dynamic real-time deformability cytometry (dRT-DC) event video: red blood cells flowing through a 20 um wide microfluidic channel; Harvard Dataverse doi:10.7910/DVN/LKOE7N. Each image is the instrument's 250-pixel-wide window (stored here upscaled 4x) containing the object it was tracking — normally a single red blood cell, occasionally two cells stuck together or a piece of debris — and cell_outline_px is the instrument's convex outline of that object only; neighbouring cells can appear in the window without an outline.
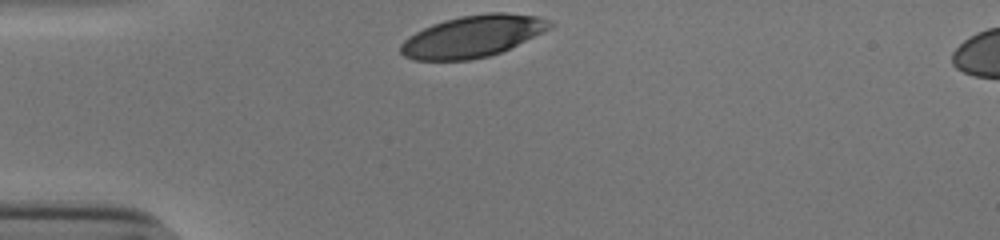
{"species": "human", "species_latin": "Homo sapiens", "temperature_condition": "cold", "stored_images_in_passage": 30, "camera_frame_rate_fps": 3000, "um_per_image_px": 0.085, "donor": {"sex": "male"}, "frame": {"image": 1, "passage_image": 1, "time_ms": 0.0, "image_size_px": [1000, 240], "cell_outline_px": [[552, 24], [544, 32], [500, 52], [488, 56], [468, 60], [412, 60], [404, 56], [400, 52], [400, 44], [404, 40], [416, 32], [432, 24], [444, 20], [460, 16], [488, 12], [504, 12], [540, 16], [548, 20]], "centroid_in_image_um": [40.15, 3.08], "position_along_channel_um": 44.8, "area_um2": 36.13}}
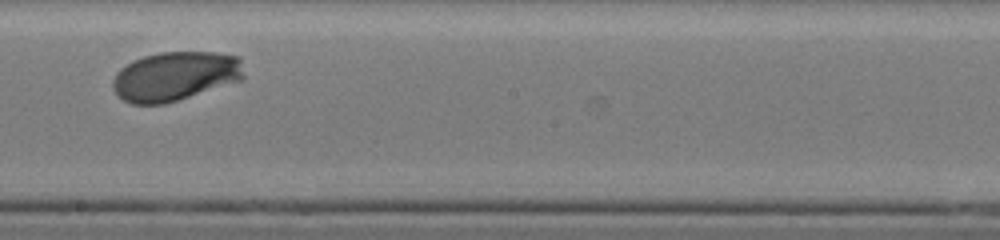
{"frame": {"image": 2, "passage_image": 18, "time_ms": 5.667, "image_size_px": [1000, 240], "cell_outline_px": [[244, 80], [164, 104], [132, 104], [124, 100], [116, 92], [112, 84], [112, 80], [116, 72], [120, 68], [144, 56], [160, 52], [216, 52], [240, 56], [244, 76]], "centroid_in_image_um": [14.93, 6.47], "position_along_channel_um": 233.3, "area_um2": 37.69}}
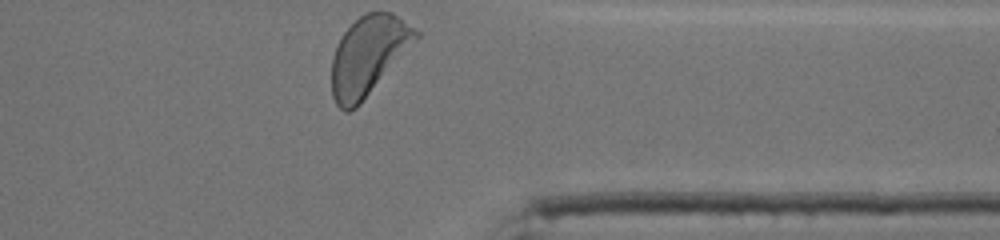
{"frame": {"image": 3, "passage_image": 30, "time_ms": 9.667, "image_size_px": [1000, 240], "cell_outline_px": [[420, 36], [360, 104], [356, 108], [348, 112], [344, 112], [336, 104], [332, 96], [332, 56], [336, 44], [344, 32], [364, 12], [392, 12], [420, 32]], "centroid_in_image_um": [31.28, 4.73], "position_along_channel_um": 380.1, "area_um2": 38.44}, "authors_computed_cell_mechanics": {"area_um2": 37.5411, "velocity_mm_per_s": 3.8049, "shape_relaxation_time_tau1_ms": 2.1361, "shape_relaxation_time_tau2_ms": null, "deformation_change_tau1": 0.1338, "deformation_change_tau2": null}}